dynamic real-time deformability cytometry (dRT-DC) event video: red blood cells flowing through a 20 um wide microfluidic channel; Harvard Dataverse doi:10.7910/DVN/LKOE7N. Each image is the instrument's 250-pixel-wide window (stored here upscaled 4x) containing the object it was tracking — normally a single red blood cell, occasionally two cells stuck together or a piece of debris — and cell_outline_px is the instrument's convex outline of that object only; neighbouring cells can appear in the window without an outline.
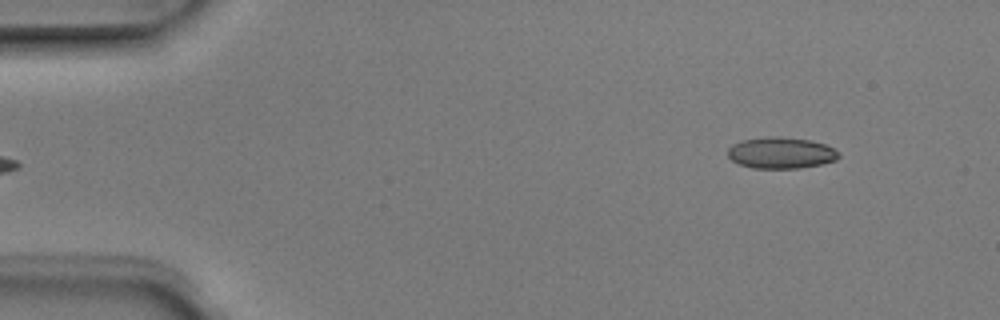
{"species": "Egyptian fruit bat (a non-hibernating species)", "species_latin": "Rousettus aegyptiacus", "temperature_condition": "room temperature", "stored_images_in_passage": 5, "segment_of_instrument_passage": [2, 2], "camera_frame_rate_fps": 3000, "um_per_image_px": 0.085, "animal": {"sex": "male"}, "frame": {"image": 1, "passage_image": 5, "time_ms": 1.333, "image_size_px": [1000, 320], "cell_outline_px": [[840, 156], [836, 160], [820, 164], [800, 168], [752, 168], [740, 164], [732, 160], [728, 156], [728, 148], [732, 144], [744, 140], [772, 136], [780, 136], [808, 140], [824, 144], [840, 152]], "centroid_in_image_um": [66.39, 12.99], "position_along_channel_um": 18.6, "area_um2": 20.11}}